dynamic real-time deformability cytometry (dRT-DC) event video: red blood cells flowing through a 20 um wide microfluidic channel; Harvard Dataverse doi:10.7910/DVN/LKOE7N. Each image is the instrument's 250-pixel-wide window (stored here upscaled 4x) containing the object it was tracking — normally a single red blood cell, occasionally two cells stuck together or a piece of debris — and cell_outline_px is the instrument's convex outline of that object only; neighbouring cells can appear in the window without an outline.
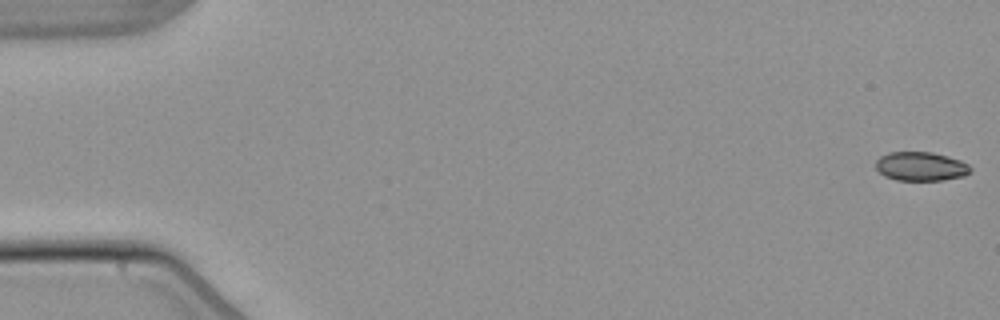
{"species": "common noctule bat (a hibernating species)", "species_latin": "Nyctalus noctula", "temperature_condition": "warm", "stored_images_in_passage": 5, "camera_frame_rate_fps": 3000, "um_per_image_px": 0.085, "animal": {"sex": "male", "body_mass_g": 21.5, "forearm_length_mm": 52.0}, "frame": {"image": 1, "passage_image": 1, "time_ms": 0.0, "image_size_px": [1000, 320], "cell_outline_px": [[972, 172], [964, 176], [944, 180], [896, 180], [884, 176], [876, 168], [876, 160], [880, 156], [888, 152], [932, 152], [948, 156], [960, 160], [968, 164], [972, 168]], "centroid_in_image_um": [78.29, 14.14], "position_along_channel_um": 6.7, "area_um2": 16.13}}
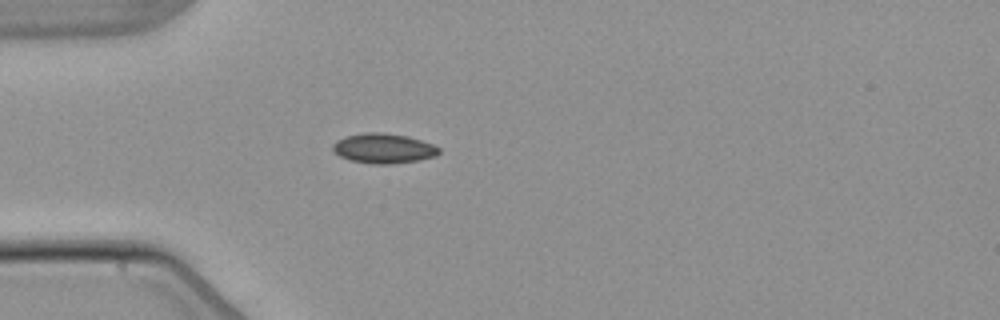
{"frame": {"image": 2, "passage_image": 5, "time_ms": 5.0, "image_size_px": [1000, 320], "cell_outline_px": [[440, 152], [436, 156], [420, 160], [392, 164], [372, 164], [352, 160], [340, 156], [332, 148], [332, 144], [336, 140], [348, 136], [364, 132], [384, 132], [408, 136], [432, 144], [440, 148]], "centroid_in_image_um": [32.62, 12.61], "position_along_channel_um": 52.4, "area_um2": 18.5}}